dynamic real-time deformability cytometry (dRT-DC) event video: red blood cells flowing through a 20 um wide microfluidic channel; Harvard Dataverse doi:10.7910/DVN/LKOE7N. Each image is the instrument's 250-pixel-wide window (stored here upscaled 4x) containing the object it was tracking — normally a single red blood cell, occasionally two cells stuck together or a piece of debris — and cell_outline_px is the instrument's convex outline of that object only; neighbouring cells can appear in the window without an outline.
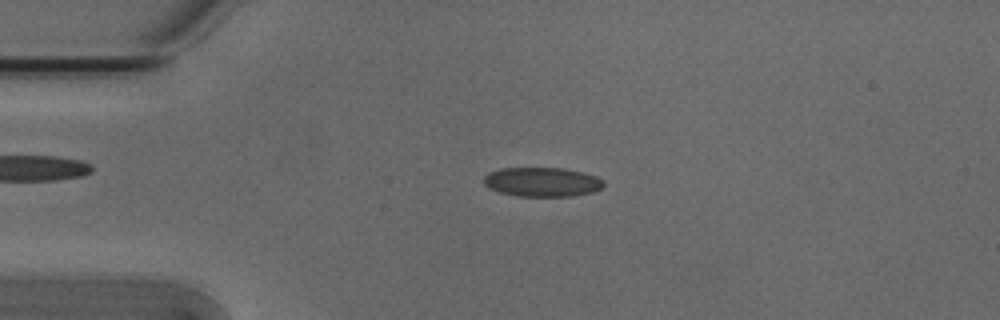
{"species": "Egyptian fruit bat (a non-hibernating species)", "species_latin": "Rousettus aegyptiacus", "temperature_condition": "cold", "stored_images_in_passage": 53, "camera_frame_rate_fps": 3000, "um_per_image_px": 0.085, "animal": {"sex": "male"}, "frame": {"image": 1, "passage_image": 12, "time_ms": 3.667, "image_size_px": [1000, 320], "cell_outline_px": [[604, 184], [600, 188], [592, 192], [572, 196], [520, 196], [500, 192], [484, 184], [484, 176], [488, 172], [500, 168], [564, 168], [584, 172], [596, 176], [604, 180]], "centroid_in_image_um": [46.1, 15.45], "position_along_channel_um": 38.9, "area_um2": 20.4}}
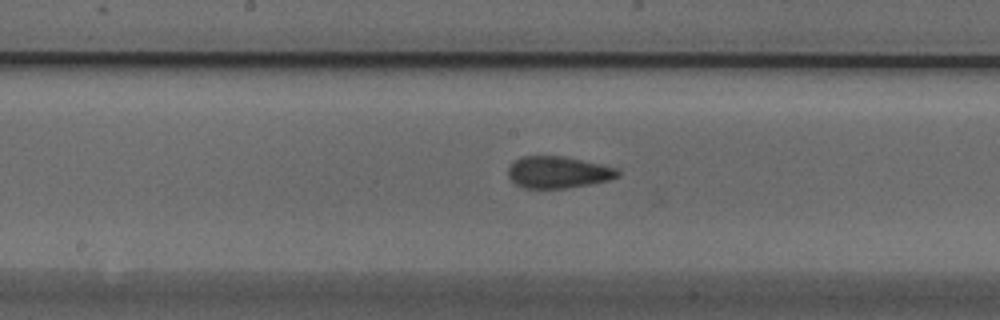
{"frame": {"image": 2, "passage_image": 27, "time_ms": 8.667, "image_size_px": [1000, 320], "cell_outline_px": [[620, 176], [608, 180], [588, 184], [564, 188], [524, 188], [516, 184], [508, 176], [508, 168], [520, 156], [564, 156], [600, 164], [616, 168], [620, 172]], "centroid_in_image_um": [47.43, 14.63], "position_along_channel_um": 200.8, "area_um2": 20.11}}
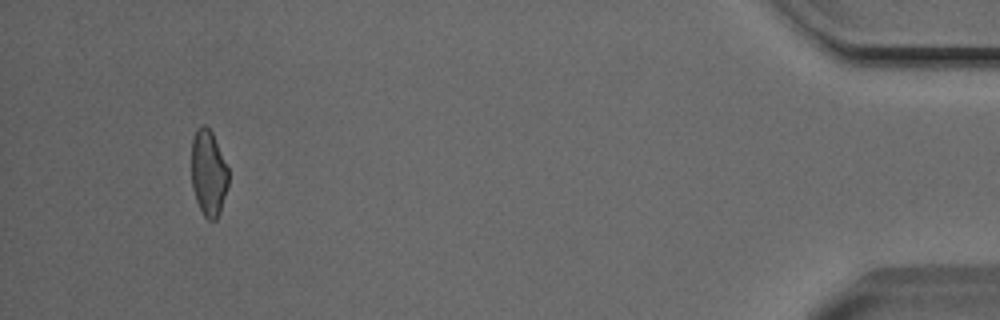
{"frame": {"image": 3, "passage_image": 50, "time_ms": 16.333, "image_size_px": [1000, 320], "cell_outline_px": [[228, 184], [220, 212], [216, 220], [208, 220], [204, 216], [196, 200], [192, 188], [192, 140], [196, 128], [200, 124], [204, 124], [212, 132], [228, 168]], "centroid_in_image_um": [17.71, 14.7], "position_along_channel_um": 417.5, "area_um2": 18.5}, "authors_computed_cell_mechanics": {"area_um2": 20.2878, "velocity_mm_per_s": 3.8116, "shape_relaxation_time_tau1_ms": 8.4519, "shape_relaxation_time_tau2_ms": 1.7643, "deformation_change_tau1": 0.1779, "deformation_change_tau2": 0.0814}}